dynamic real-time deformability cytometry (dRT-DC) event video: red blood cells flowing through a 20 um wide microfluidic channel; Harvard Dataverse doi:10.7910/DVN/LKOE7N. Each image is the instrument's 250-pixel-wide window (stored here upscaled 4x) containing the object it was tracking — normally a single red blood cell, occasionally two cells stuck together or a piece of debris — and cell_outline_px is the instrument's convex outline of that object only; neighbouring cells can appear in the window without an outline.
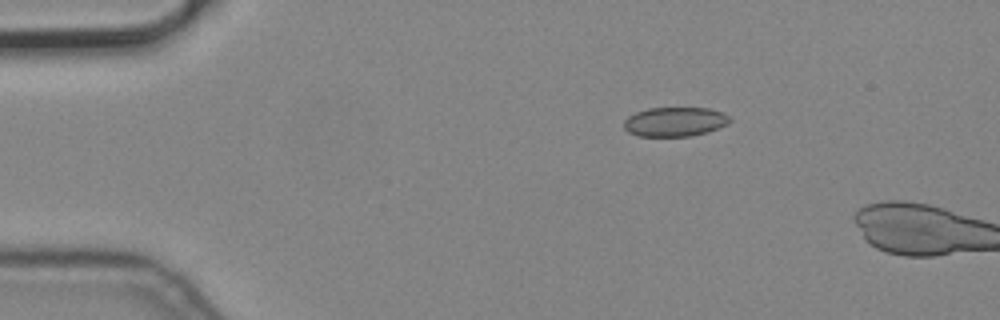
{"species": "common noctule bat (a hibernating species)", "species_latin": "Nyctalus noctula", "temperature_condition": "cold", "stored_images_in_passage": 2, "camera_frame_rate_fps": 3000, "um_per_image_px": 0.085, "animal": {"sex": "male", "body_mass_g": 19.2, "forearm_length_mm": 51.8}, "frame": {"image": 1, "passage_image": 1, "time_ms": 0.0, "image_size_px": [1000, 320], "cell_outline_px": [[732, 120], [728, 124], [708, 132], [692, 136], [636, 136], [628, 132], [624, 128], [624, 120], [628, 116], [636, 112], [648, 108], [708, 108], [720, 112], [728, 116]], "centroid_in_image_um": [57.35, 10.36], "position_along_channel_um": 27.7, "area_um2": 18.15}}